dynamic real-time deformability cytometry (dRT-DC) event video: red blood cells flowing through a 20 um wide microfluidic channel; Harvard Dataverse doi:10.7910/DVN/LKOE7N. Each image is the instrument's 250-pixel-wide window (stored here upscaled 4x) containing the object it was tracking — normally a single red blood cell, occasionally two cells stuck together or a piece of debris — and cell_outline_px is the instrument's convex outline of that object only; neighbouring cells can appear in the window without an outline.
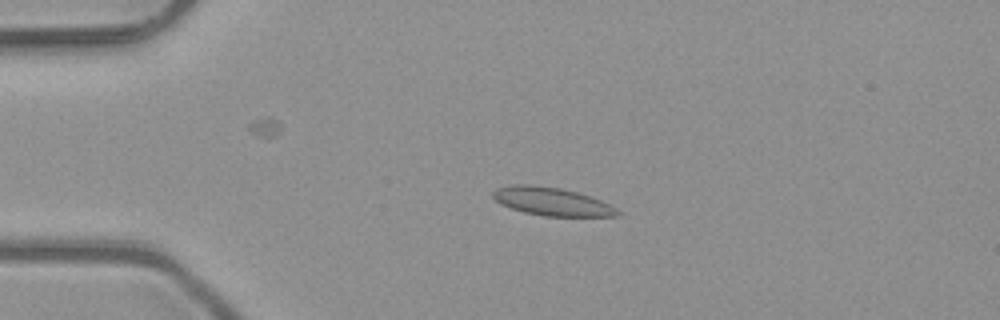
{"species": "common noctule bat (a hibernating species)", "species_latin": "Nyctalus noctula", "temperature_condition": "room temperature", "stored_images_in_passage": 4, "camera_frame_rate_fps": 3000, "um_per_image_px": 0.085, "animal": {"sex": "male", "body_mass_g": 23.1, "forearm_length_mm": 52.7}, "frame": {"image": 1, "passage_image": 3, "time_ms": 0.667, "image_size_px": [1000, 320], "cell_outline_px": [[620, 216], [544, 216], [524, 212], [500, 204], [492, 196], [492, 192], [496, 188], [512, 184], [528, 184], [560, 188], [576, 192], [600, 200], [616, 208], [620, 212]], "centroid_in_image_um": [46.87, 17.12], "position_along_channel_um": 38.1, "area_um2": 20.29}}